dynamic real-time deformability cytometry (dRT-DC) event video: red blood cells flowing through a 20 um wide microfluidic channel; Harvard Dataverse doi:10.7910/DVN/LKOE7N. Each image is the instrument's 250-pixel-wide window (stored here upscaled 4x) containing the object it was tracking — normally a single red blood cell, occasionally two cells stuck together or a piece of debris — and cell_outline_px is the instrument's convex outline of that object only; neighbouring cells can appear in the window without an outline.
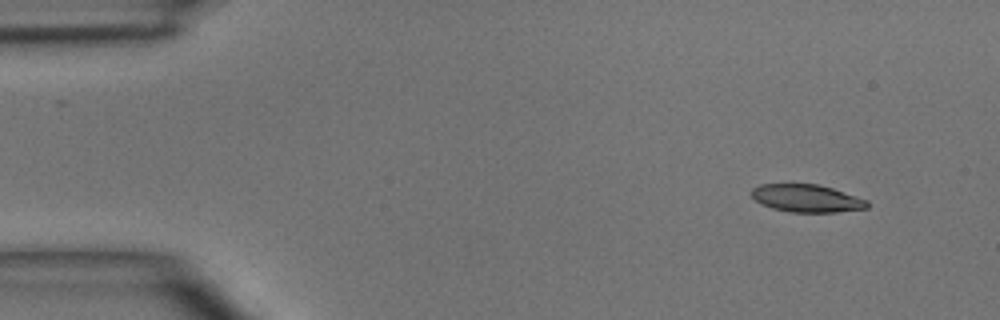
{"species": "common noctule bat (a hibernating species)", "species_latin": "Nyctalus noctula", "temperature_condition": "room temperature", "stored_images_in_passage": 3, "camera_frame_rate_fps": 3000, "um_per_image_px": 0.085, "animal": {"sex": "male", "body_mass_g": 15.6}, "frame": {"image": 1, "passage_image": 1, "time_ms": 0.0, "image_size_px": [1000, 320], "cell_outline_px": [[868, 208], [836, 212], [788, 212], [772, 208], [760, 204], [752, 196], [752, 188], [760, 184], [816, 184], [832, 188], [868, 200]], "centroid_in_image_um": [68.56, 16.86], "position_along_channel_um": 16.4, "area_um2": 18.61}}
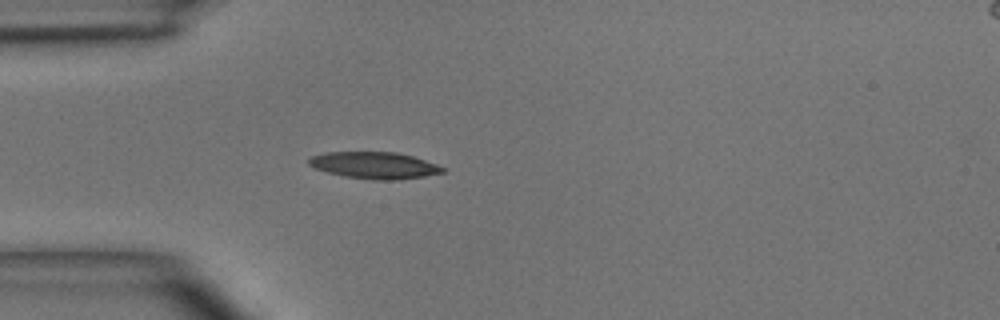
{"frame": {"image": 2, "passage_image": 3, "time_ms": 3.0, "image_size_px": [1000, 320], "cell_outline_px": [[444, 172], [424, 176], [400, 180], [372, 180], [344, 176], [328, 172], [316, 168], [308, 164], [308, 160], [312, 156], [328, 152], [396, 152], [412, 156], [436, 164], [444, 168]], "centroid_in_image_um": [31.83, 14.06], "position_along_channel_um": 53.2, "area_um2": 20.69}}